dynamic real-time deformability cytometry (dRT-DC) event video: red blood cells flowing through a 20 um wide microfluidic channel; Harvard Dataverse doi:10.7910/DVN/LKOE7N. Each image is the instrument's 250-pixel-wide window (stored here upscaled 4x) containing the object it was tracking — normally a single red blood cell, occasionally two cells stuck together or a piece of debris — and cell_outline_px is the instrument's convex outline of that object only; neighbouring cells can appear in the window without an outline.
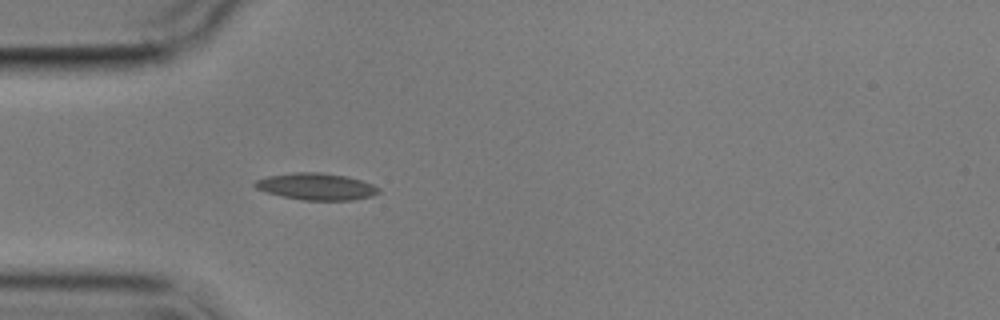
{"species": "common noctule bat (a hibernating species)", "species_latin": "Nyctalus noctula", "temperature_condition": "cold", "stored_images_in_passage": 4, "camera_frame_rate_fps": 3000, "um_per_image_px": 0.085, "animal": {"sex": "male", "body_mass_g": 17.9}, "frame": {"image": 1, "passage_image": 4, "time_ms": 5.0, "image_size_px": [1000, 320], "cell_outline_px": [[380, 192], [372, 196], [352, 200], [300, 200], [280, 196], [256, 188], [252, 184], [256, 180], [268, 176], [292, 172], [320, 172], [348, 176], [372, 184], [380, 188]], "centroid_in_image_um": [26.89, 15.85], "position_along_channel_um": 58.1, "area_um2": 19.42}}